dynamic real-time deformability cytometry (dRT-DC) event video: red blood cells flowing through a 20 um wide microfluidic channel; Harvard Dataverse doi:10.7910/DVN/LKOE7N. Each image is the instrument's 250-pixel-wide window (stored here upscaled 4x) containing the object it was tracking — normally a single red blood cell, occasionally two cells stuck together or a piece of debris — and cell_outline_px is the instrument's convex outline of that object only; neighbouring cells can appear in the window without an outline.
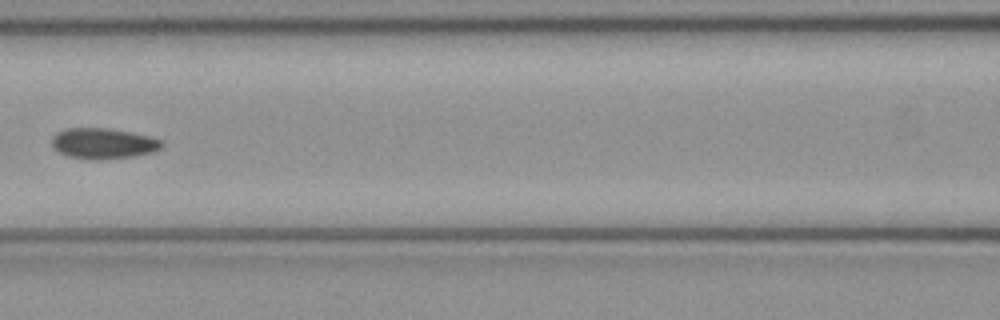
{"species": "common noctule bat (a hibernating species)", "species_latin": "Nyctalus noctula", "temperature_condition": "cold", "stored_images_in_passage": 6, "camera_frame_rate_fps": 3000, "um_per_image_px": 0.085, "animal": {"sex": "female", "body_mass_g": 21.9}, "frame": {"image": 1, "passage_image": 6, "time_ms": 1.667, "image_size_px": [1000, 320], "cell_outline_px": [[164, 144], [160, 148], [152, 152], [132, 156], [100, 160], [88, 160], [68, 156], [52, 148], [52, 136], [56, 132], [64, 128], [104, 128], [132, 132], [164, 140]], "centroid_in_image_um": [8.75, 12.19], "position_along_channel_um": 157.9, "area_um2": 19.83}}